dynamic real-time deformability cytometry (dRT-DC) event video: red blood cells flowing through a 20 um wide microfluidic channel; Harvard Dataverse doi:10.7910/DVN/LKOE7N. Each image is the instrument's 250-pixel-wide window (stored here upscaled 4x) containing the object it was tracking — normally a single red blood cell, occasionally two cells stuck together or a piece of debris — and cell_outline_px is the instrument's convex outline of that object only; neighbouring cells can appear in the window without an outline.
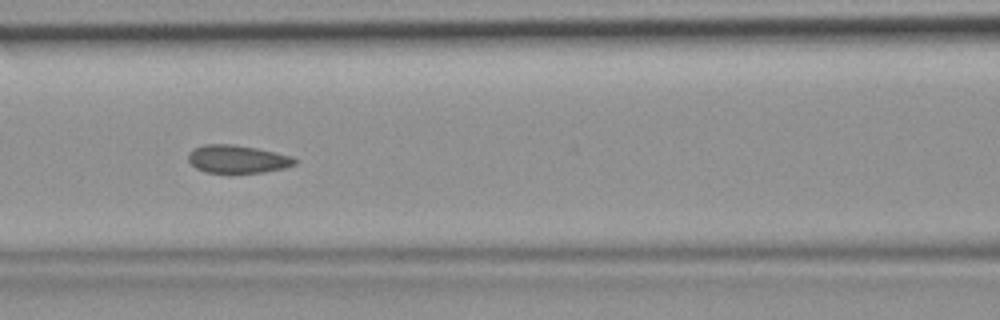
{"species": "common noctule bat (a hibernating species)", "species_latin": "Nyctalus noctula", "temperature_condition": "room temperature", "stored_images_in_passage": 46, "camera_frame_rate_fps": 3000, "um_per_image_px": 0.085, "animal": {"sex": "female", "body_mass_g": 19.9}, "frame": {"image": 1, "passage_image": 20, "time_ms": 6.333, "image_size_px": [1000, 320], "cell_outline_px": [[296, 164], [284, 168], [264, 172], [204, 172], [196, 168], [188, 160], [188, 156], [192, 148], [204, 144], [232, 144], [256, 148], [292, 156], [296, 160]], "centroid_in_image_um": [20.16, 13.51], "position_along_channel_um": 146.4, "area_um2": 17.22}}